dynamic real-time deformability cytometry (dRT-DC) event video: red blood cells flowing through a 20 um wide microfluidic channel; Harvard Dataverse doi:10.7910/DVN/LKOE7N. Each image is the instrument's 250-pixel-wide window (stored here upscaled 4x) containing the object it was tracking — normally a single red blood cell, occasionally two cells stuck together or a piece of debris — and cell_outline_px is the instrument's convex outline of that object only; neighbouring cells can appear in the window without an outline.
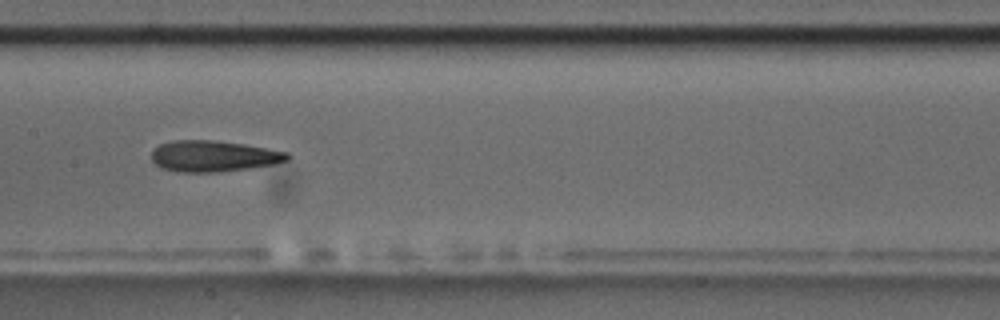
{"species": "common noctule bat (a hibernating species)", "species_latin": "Nyctalus noctula", "temperature_condition": "room temperature", "stored_images_in_passage": 13, "camera_frame_rate_fps": 3000, "um_per_image_px": 0.085, "animal": {"sex": "male", "body_mass_g": 17.5, "forearm_length_mm": 52.3}, "frame": {"image": 1, "passage_image": 6, "time_ms": 6.667, "image_size_px": [1000, 320], "cell_outline_px": [[292, 156], [288, 160], [276, 164], [248, 168], [216, 172], [176, 172], [160, 168], [152, 160], [152, 148], [160, 144], [172, 140], [216, 140], [244, 144], [268, 148], [288, 152]], "centroid_in_image_um": [18.15, 13.26], "position_along_channel_um": 189.3, "area_um2": 24.91}}
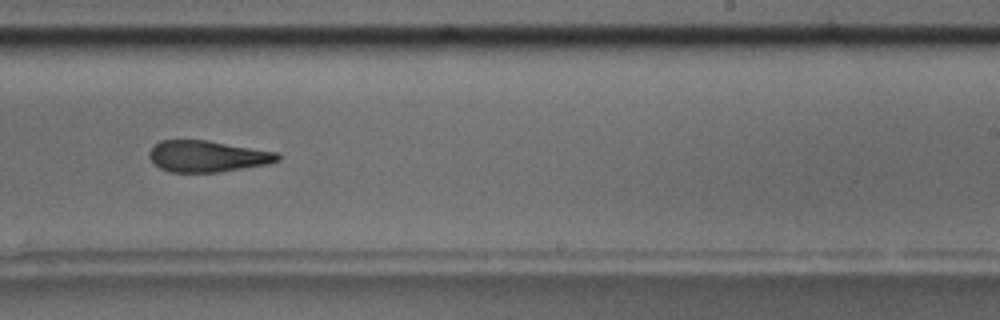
{"frame": {"image": 2, "passage_image": 8, "time_ms": 9.0, "image_size_px": [1000, 320], "cell_outline_px": [[280, 160], [268, 164], [216, 172], [168, 172], [160, 168], [148, 156], [148, 152], [160, 140], [204, 140], [276, 152], [280, 156]], "centroid_in_image_um": [17.6, 13.29], "position_along_channel_um": 271.4, "area_um2": 23.12}}